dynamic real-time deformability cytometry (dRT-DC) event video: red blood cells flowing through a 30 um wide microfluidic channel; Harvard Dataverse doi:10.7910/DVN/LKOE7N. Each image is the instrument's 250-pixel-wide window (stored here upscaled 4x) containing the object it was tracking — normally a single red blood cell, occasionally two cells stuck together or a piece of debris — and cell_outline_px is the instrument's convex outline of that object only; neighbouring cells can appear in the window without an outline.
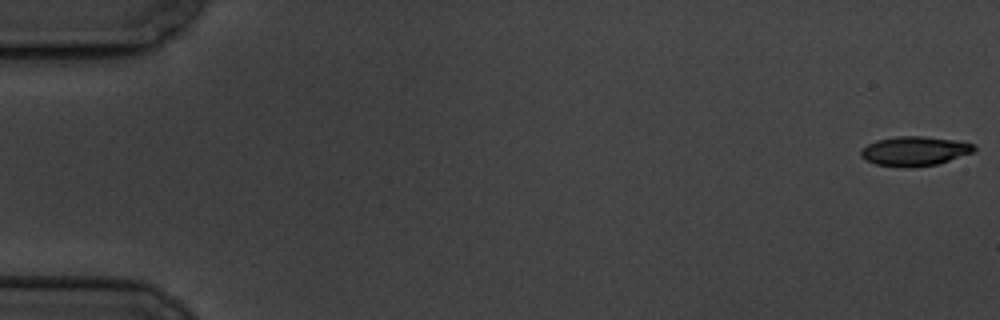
{"species": "common noctule bat (a hibernating species)", "species_latin": "Nyctalus noctula", "temperature_condition": "cold", "stored_images_in_passage": 6, "camera_frame_rate_fps": 3000, "um_per_image_px": 0.085, "animal": {"sex": "male", "body_mass_g": 19.5, "forearm_length_mm": 54.6}, "frame": {"image": 1, "passage_image": 1, "time_ms": 0.0, "image_size_px": [1000, 320], "cell_outline_px": [[976, 152], [936, 164], [912, 168], [900, 168], [876, 164], [864, 160], [860, 156], [860, 148], [876, 140], [896, 136], [924, 136], [956, 140], [972, 144], [976, 148]], "centroid_in_image_um": [77.71, 12.85], "position_along_channel_um": 7.3, "area_um2": 19.77}}
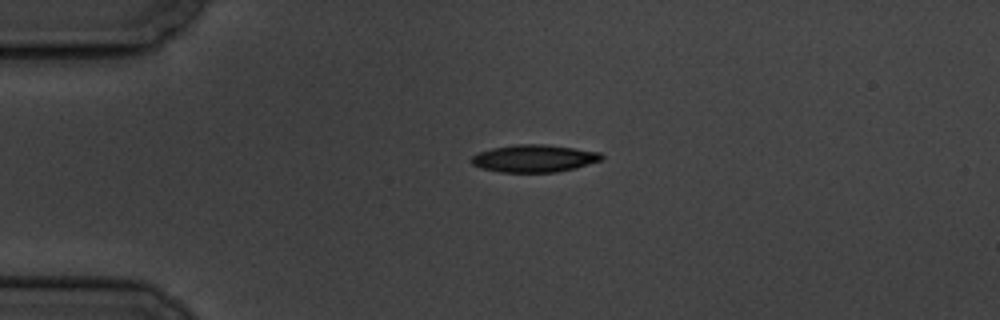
{"frame": {"image": 2, "passage_image": 5, "time_ms": 4.333, "image_size_px": [1000, 320], "cell_outline_px": [[604, 156], [600, 160], [576, 168], [556, 172], [500, 172], [480, 168], [472, 164], [472, 156], [480, 152], [492, 148], [516, 144], [548, 144], [576, 148], [600, 152]], "centroid_in_image_um": [45.41, 13.46], "position_along_channel_um": 39.6, "area_um2": 20.81}}